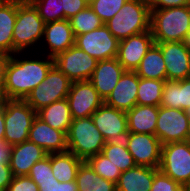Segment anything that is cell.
Here are the masks:
<instances>
[{
	"mask_svg": "<svg viewBox=\"0 0 190 191\" xmlns=\"http://www.w3.org/2000/svg\"><path fill=\"white\" fill-rule=\"evenodd\" d=\"M12 55L0 52V99H4L6 69Z\"/></svg>",
	"mask_w": 190,
	"mask_h": 191,
	"instance_id": "obj_43",
	"label": "cell"
},
{
	"mask_svg": "<svg viewBox=\"0 0 190 191\" xmlns=\"http://www.w3.org/2000/svg\"><path fill=\"white\" fill-rule=\"evenodd\" d=\"M150 191H186V189L159 170L154 175V181Z\"/></svg>",
	"mask_w": 190,
	"mask_h": 191,
	"instance_id": "obj_37",
	"label": "cell"
},
{
	"mask_svg": "<svg viewBox=\"0 0 190 191\" xmlns=\"http://www.w3.org/2000/svg\"><path fill=\"white\" fill-rule=\"evenodd\" d=\"M28 140L42 147L48 154L67 152V135L52 128L36 116L29 130Z\"/></svg>",
	"mask_w": 190,
	"mask_h": 191,
	"instance_id": "obj_17",
	"label": "cell"
},
{
	"mask_svg": "<svg viewBox=\"0 0 190 191\" xmlns=\"http://www.w3.org/2000/svg\"><path fill=\"white\" fill-rule=\"evenodd\" d=\"M84 161L71 152L51 153L53 176L59 182L75 181L77 171Z\"/></svg>",
	"mask_w": 190,
	"mask_h": 191,
	"instance_id": "obj_28",
	"label": "cell"
},
{
	"mask_svg": "<svg viewBox=\"0 0 190 191\" xmlns=\"http://www.w3.org/2000/svg\"><path fill=\"white\" fill-rule=\"evenodd\" d=\"M66 135L67 151L83 161L101 153L106 143L91 116L73 119Z\"/></svg>",
	"mask_w": 190,
	"mask_h": 191,
	"instance_id": "obj_4",
	"label": "cell"
},
{
	"mask_svg": "<svg viewBox=\"0 0 190 191\" xmlns=\"http://www.w3.org/2000/svg\"><path fill=\"white\" fill-rule=\"evenodd\" d=\"M37 116L52 128L63 131L66 134L73 121L69 103L66 98L41 108L37 111Z\"/></svg>",
	"mask_w": 190,
	"mask_h": 191,
	"instance_id": "obj_26",
	"label": "cell"
},
{
	"mask_svg": "<svg viewBox=\"0 0 190 191\" xmlns=\"http://www.w3.org/2000/svg\"><path fill=\"white\" fill-rule=\"evenodd\" d=\"M160 106L185 111L190 106V77L179 81L166 80Z\"/></svg>",
	"mask_w": 190,
	"mask_h": 191,
	"instance_id": "obj_24",
	"label": "cell"
},
{
	"mask_svg": "<svg viewBox=\"0 0 190 191\" xmlns=\"http://www.w3.org/2000/svg\"><path fill=\"white\" fill-rule=\"evenodd\" d=\"M62 10H64V19H71L80 11L89 6L86 0H62Z\"/></svg>",
	"mask_w": 190,
	"mask_h": 191,
	"instance_id": "obj_40",
	"label": "cell"
},
{
	"mask_svg": "<svg viewBox=\"0 0 190 191\" xmlns=\"http://www.w3.org/2000/svg\"><path fill=\"white\" fill-rule=\"evenodd\" d=\"M96 0H86L87 4L90 5L91 3H93Z\"/></svg>",
	"mask_w": 190,
	"mask_h": 191,
	"instance_id": "obj_50",
	"label": "cell"
},
{
	"mask_svg": "<svg viewBox=\"0 0 190 191\" xmlns=\"http://www.w3.org/2000/svg\"><path fill=\"white\" fill-rule=\"evenodd\" d=\"M151 9L190 6V0H147Z\"/></svg>",
	"mask_w": 190,
	"mask_h": 191,
	"instance_id": "obj_41",
	"label": "cell"
},
{
	"mask_svg": "<svg viewBox=\"0 0 190 191\" xmlns=\"http://www.w3.org/2000/svg\"><path fill=\"white\" fill-rule=\"evenodd\" d=\"M138 84L139 76L135 71L125 70L104 104L125 112L131 110L137 104Z\"/></svg>",
	"mask_w": 190,
	"mask_h": 191,
	"instance_id": "obj_18",
	"label": "cell"
},
{
	"mask_svg": "<svg viewBox=\"0 0 190 191\" xmlns=\"http://www.w3.org/2000/svg\"><path fill=\"white\" fill-rule=\"evenodd\" d=\"M78 191H116V183L100 177L84 161L76 175Z\"/></svg>",
	"mask_w": 190,
	"mask_h": 191,
	"instance_id": "obj_29",
	"label": "cell"
},
{
	"mask_svg": "<svg viewBox=\"0 0 190 191\" xmlns=\"http://www.w3.org/2000/svg\"><path fill=\"white\" fill-rule=\"evenodd\" d=\"M74 45L100 61L117 57L119 40L103 24L93 31L75 36Z\"/></svg>",
	"mask_w": 190,
	"mask_h": 191,
	"instance_id": "obj_11",
	"label": "cell"
},
{
	"mask_svg": "<svg viewBox=\"0 0 190 191\" xmlns=\"http://www.w3.org/2000/svg\"><path fill=\"white\" fill-rule=\"evenodd\" d=\"M125 69L117 58L100 60L89 81L97 90L99 96L105 100L115 88Z\"/></svg>",
	"mask_w": 190,
	"mask_h": 191,
	"instance_id": "obj_19",
	"label": "cell"
},
{
	"mask_svg": "<svg viewBox=\"0 0 190 191\" xmlns=\"http://www.w3.org/2000/svg\"><path fill=\"white\" fill-rule=\"evenodd\" d=\"M28 176L34 182L58 181L52 172L51 153L42 160L36 162L30 169Z\"/></svg>",
	"mask_w": 190,
	"mask_h": 191,
	"instance_id": "obj_36",
	"label": "cell"
},
{
	"mask_svg": "<svg viewBox=\"0 0 190 191\" xmlns=\"http://www.w3.org/2000/svg\"><path fill=\"white\" fill-rule=\"evenodd\" d=\"M128 0H96L89 6L105 24L112 19Z\"/></svg>",
	"mask_w": 190,
	"mask_h": 191,
	"instance_id": "obj_35",
	"label": "cell"
},
{
	"mask_svg": "<svg viewBox=\"0 0 190 191\" xmlns=\"http://www.w3.org/2000/svg\"><path fill=\"white\" fill-rule=\"evenodd\" d=\"M17 17V0L0 3V52L13 55V30Z\"/></svg>",
	"mask_w": 190,
	"mask_h": 191,
	"instance_id": "obj_25",
	"label": "cell"
},
{
	"mask_svg": "<svg viewBox=\"0 0 190 191\" xmlns=\"http://www.w3.org/2000/svg\"><path fill=\"white\" fill-rule=\"evenodd\" d=\"M6 191H39L38 185L28 176H14Z\"/></svg>",
	"mask_w": 190,
	"mask_h": 191,
	"instance_id": "obj_38",
	"label": "cell"
},
{
	"mask_svg": "<svg viewBox=\"0 0 190 191\" xmlns=\"http://www.w3.org/2000/svg\"><path fill=\"white\" fill-rule=\"evenodd\" d=\"M186 114L190 116V106L185 110Z\"/></svg>",
	"mask_w": 190,
	"mask_h": 191,
	"instance_id": "obj_48",
	"label": "cell"
},
{
	"mask_svg": "<svg viewBox=\"0 0 190 191\" xmlns=\"http://www.w3.org/2000/svg\"><path fill=\"white\" fill-rule=\"evenodd\" d=\"M166 65L167 80L179 81L190 77V50L184 42L156 43Z\"/></svg>",
	"mask_w": 190,
	"mask_h": 191,
	"instance_id": "obj_15",
	"label": "cell"
},
{
	"mask_svg": "<svg viewBox=\"0 0 190 191\" xmlns=\"http://www.w3.org/2000/svg\"><path fill=\"white\" fill-rule=\"evenodd\" d=\"M101 153L116 165L121 172L136 166L124 140L106 142Z\"/></svg>",
	"mask_w": 190,
	"mask_h": 191,
	"instance_id": "obj_30",
	"label": "cell"
},
{
	"mask_svg": "<svg viewBox=\"0 0 190 191\" xmlns=\"http://www.w3.org/2000/svg\"><path fill=\"white\" fill-rule=\"evenodd\" d=\"M45 22L32 3L17 0V17L13 30V54L24 53L43 39Z\"/></svg>",
	"mask_w": 190,
	"mask_h": 191,
	"instance_id": "obj_5",
	"label": "cell"
},
{
	"mask_svg": "<svg viewBox=\"0 0 190 191\" xmlns=\"http://www.w3.org/2000/svg\"><path fill=\"white\" fill-rule=\"evenodd\" d=\"M53 60L54 65L72 82L89 80L98 62L76 45L59 53Z\"/></svg>",
	"mask_w": 190,
	"mask_h": 191,
	"instance_id": "obj_10",
	"label": "cell"
},
{
	"mask_svg": "<svg viewBox=\"0 0 190 191\" xmlns=\"http://www.w3.org/2000/svg\"><path fill=\"white\" fill-rule=\"evenodd\" d=\"M11 156V146L6 142L0 144V162L1 163H9Z\"/></svg>",
	"mask_w": 190,
	"mask_h": 191,
	"instance_id": "obj_44",
	"label": "cell"
},
{
	"mask_svg": "<svg viewBox=\"0 0 190 191\" xmlns=\"http://www.w3.org/2000/svg\"><path fill=\"white\" fill-rule=\"evenodd\" d=\"M158 171L159 168L136 165L121 172L116 183V191H150L154 175Z\"/></svg>",
	"mask_w": 190,
	"mask_h": 191,
	"instance_id": "obj_22",
	"label": "cell"
},
{
	"mask_svg": "<svg viewBox=\"0 0 190 191\" xmlns=\"http://www.w3.org/2000/svg\"><path fill=\"white\" fill-rule=\"evenodd\" d=\"M185 46L190 50V31L188 32L185 40H184Z\"/></svg>",
	"mask_w": 190,
	"mask_h": 191,
	"instance_id": "obj_46",
	"label": "cell"
},
{
	"mask_svg": "<svg viewBox=\"0 0 190 191\" xmlns=\"http://www.w3.org/2000/svg\"><path fill=\"white\" fill-rule=\"evenodd\" d=\"M5 123H4V99H0V144L4 141Z\"/></svg>",
	"mask_w": 190,
	"mask_h": 191,
	"instance_id": "obj_45",
	"label": "cell"
},
{
	"mask_svg": "<svg viewBox=\"0 0 190 191\" xmlns=\"http://www.w3.org/2000/svg\"><path fill=\"white\" fill-rule=\"evenodd\" d=\"M62 0H35L32 4L45 23L63 20Z\"/></svg>",
	"mask_w": 190,
	"mask_h": 191,
	"instance_id": "obj_34",
	"label": "cell"
},
{
	"mask_svg": "<svg viewBox=\"0 0 190 191\" xmlns=\"http://www.w3.org/2000/svg\"><path fill=\"white\" fill-rule=\"evenodd\" d=\"M150 30L155 43L184 42L190 31V6L151 9Z\"/></svg>",
	"mask_w": 190,
	"mask_h": 191,
	"instance_id": "obj_2",
	"label": "cell"
},
{
	"mask_svg": "<svg viewBox=\"0 0 190 191\" xmlns=\"http://www.w3.org/2000/svg\"><path fill=\"white\" fill-rule=\"evenodd\" d=\"M154 43L151 30L132 35L119 41L116 58L125 70L135 71Z\"/></svg>",
	"mask_w": 190,
	"mask_h": 191,
	"instance_id": "obj_16",
	"label": "cell"
},
{
	"mask_svg": "<svg viewBox=\"0 0 190 191\" xmlns=\"http://www.w3.org/2000/svg\"><path fill=\"white\" fill-rule=\"evenodd\" d=\"M36 116L37 112L25 100L4 99V141L13 146L28 140Z\"/></svg>",
	"mask_w": 190,
	"mask_h": 191,
	"instance_id": "obj_6",
	"label": "cell"
},
{
	"mask_svg": "<svg viewBox=\"0 0 190 191\" xmlns=\"http://www.w3.org/2000/svg\"><path fill=\"white\" fill-rule=\"evenodd\" d=\"M20 3H33L35 0H18Z\"/></svg>",
	"mask_w": 190,
	"mask_h": 191,
	"instance_id": "obj_47",
	"label": "cell"
},
{
	"mask_svg": "<svg viewBox=\"0 0 190 191\" xmlns=\"http://www.w3.org/2000/svg\"><path fill=\"white\" fill-rule=\"evenodd\" d=\"M124 141L136 165L159 168L162 144L156 135L129 132Z\"/></svg>",
	"mask_w": 190,
	"mask_h": 191,
	"instance_id": "obj_12",
	"label": "cell"
},
{
	"mask_svg": "<svg viewBox=\"0 0 190 191\" xmlns=\"http://www.w3.org/2000/svg\"><path fill=\"white\" fill-rule=\"evenodd\" d=\"M165 81L139 77L137 105L160 106Z\"/></svg>",
	"mask_w": 190,
	"mask_h": 191,
	"instance_id": "obj_31",
	"label": "cell"
},
{
	"mask_svg": "<svg viewBox=\"0 0 190 191\" xmlns=\"http://www.w3.org/2000/svg\"><path fill=\"white\" fill-rule=\"evenodd\" d=\"M100 177L112 181L114 183L118 182L121 171L114 165L110 160L103 155L98 153L95 156L88 158L85 161Z\"/></svg>",
	"mask_w": 190,
	"mask_h": 191,
	"instance_id": "obj_33",
	"label": "cell"
},
{
	"mask_svg": "<svg viewBox=\"0 0 190 191\" xmlns=\"http://www.w3.org/2000/svg\"><path fill=\"white\" fill-rule=\"evenodd\" d=\"M18 55L20 53H14L11 56L6 69L4 99L25 100L31 91L46 78L48 71L54 65L53 58L49 56H45L46 60H41L33 57L25 58V54L21 59L17 57Z\"/></svg>",
	"mask_w": 190,
	"mask_h": 191,
	"instance_id": "obj_1",
	"label": "cell"
},
{
	"mask_svg": "<svg viewBox=\"0 0 190 191\" xmlns=\"http://www.w3.org/2000/svg\"><path fill=\"white\" fill-rule=\"evenodd\" d=\"M48 153L35 143L26 140L20 144L11 146L9 166L14 176H25L31 167L46 157Z\"/></svg>",
	"mask_w": 190,
	"mask_h": 191,
	"instance_id": "obj_21",
	"label": "cell"
},
{
	"mask_svg": "<svg viewBox=\"0 0 190 191\" xmlns=\"http://www.w3.org/2000/svg\"><path fill=\"white\" fill-rule=\"evenodd\" d=\"M151 8L147 0H128L105 25L119 41L150 30Z\"/></svg>",
	"mask_w": 190,
	"mask_h": 191,
	"instance_id": "obj_3",
	"label": "cell"
},
{
	"mask_svg": "<svg viewBox=\"0 0 190 191\" xmlns=\"http://www.w3.org/2000/svg\"><path fill=\"white\" fill-rule=\"evenodd\" d=\"M189 117V133H188V140H190V116Z\"/></svg>",
	"mask_w": 190,
	"mask_h": 191,
	"instance_id": "obj_49",
	"label": "cell"
},
{
	"mask_svg": "<svg viewBox=\"0 0 190 191\" xmlns=\"http://www.w3.org/2000/svg\"><path fill=\"white\" fill-rule=\"evenodd\" d=\"M69 21L75 36L93 31L104 24L90 6H87Z\"/></svg>",
	"mask_w": 190,
	"mask_h": 191,
	"instance_id": "obj_32",
	"label": "cell"
},
{
	"mask_svg": "<svg viewBox=\"0 0 190 191\" xmlns=\"http://www.w3.org/2000/svg\"><path fill=\"white\" fill-rule=\"evenodd\" d=\"M72 81L55 65L46 78L35 87L25 101L37 112L41 108L68 96Z\"/></svg>",
	"mask_w": 190,
	"mask_h": 191,
	"instance_id": "obj_8",
	"label": "cell"
},
{
	"mask_svg": "<svg viewBox=\"0 0 190 191\" xmlns=\"http://www.w3.org/2000/svg\"><path fill=\"white\" fill-rule=\"evenodd\" d=\"M35 183L38 185L39 191H78L76 181H47Z\"/></svg>",
	"mask_w": 190,
	"mask_h": 191,
	"instance_id": "obj_39",
	"label": "cell"
},
{
	"mask_svg": "<svg viewBox=\"0 0 190 191\" xmlns=\"http://www.w3.org/2000/svg\"><path fill=\"white\" fill-rule=\"evenodd\" d=\"M159 170L187 189L190 186V141L162 145Z\"/></svg>",
	"mask_w": 190,
	"mask_h": 191,
	"instance_id": "obj_7",
	"label": "cell"
},
{
	"mask_svg": "<svg viewBox=\"0 0 190 191\" xmlns=\"http://www.w3.org/2000/svg\"><path fill=\"white\" fill-rule=\"evenodd\" d=\"M91 117L106 142L123 141L129 133L125 111L103 103Z\"/></svg>",
	"mask_w": 190,
	"mask_h": 191,
	"instance_id": "obj_14",
	"label": "cell"
},
{
	"mask_svg": "<svg viewBox=\"0 0 190 191\" xmlns=\"http://www.w3.org/2000/svg\"><path fill=\"white\" fill-rule=\"evenodd\" d=\"M189 117L182 109L159 106L155 135L162 145L188 140Z\"/></svg>",
	"mask_w": 190,
	"mask_h": 191,
	"instance_id": "obj_9",
	"label": "cell"
},
{
	"mask_svg": "<svg viewBox=\"0 0 190 191\" xmlns=\"http://www.w3.org/2000/svg\"><path fill=\"white\" fill-rule=\"evenodd\" d=\"M159 106L135 105L126 112L128 131L155 135Z\"/></svg>",
	"mask_w": 190,
	"mask_h": 191,
	"instance_id": "obj_23",
	"label": "cell"
},
{
	"mask_svg": "<svg viewBox=\"0 0 190 191\" xmlns=\"http://www.w3.org/2000/svg\"><path fill=\"white\" fill-rule=\"evenodd\" d=\"M13 178L9 163L0 162V191H6Z\"/></svg>",
	"mask_w": 190,
	"mask_h": 191,
	"instance_id": "obj_42",
	"label": "cell"
},
{
	"mask_svg": "<svg viewBox=\"0 0 190 191\" xmlns=\"http://www.w3.org/2000/svg\"><path fill=\"white\" fill-rule=\"evenodd\" d=\"M43 43L49 48L47 56L54 58L75 44V35L67 19L45 23Z\"/></svg>",
	"mask_w": 190,
	"mask_h": 191,
	"instance_id": "obj_20",
	"label": "cell"
},
{
	"mask_svg": "<svg viewBox=\"0 0 190 191\" xmlns=\"http://www.w3.org/2000/svg\"><path fill=\"white\" fill-rule=\"evenodd\" d=\"M135 73L140 78L167 80L166 65L160 47L154 43L140 61Z\"/></svg>",
	"mask_w": 190,
	"mask_h": 191,
	"instance_id": "obj_27",
	"label": "cell"
},
{
	"mask_svg": "<svg viewBox=\"0 0 190 191\" xmlns=\"http://www.w3.org/2000/svg\"><path fill=\"white\" fill-rule=\"evenodd\" d=\"M66 99L73 119L90 117L104 103L89 80L72 82Z\"/></svg>",
	"mask_w": 190,
	"mask_h": 191,
	"instance_id": "obj_13",
	"label": "cell"
}]
</instances>
